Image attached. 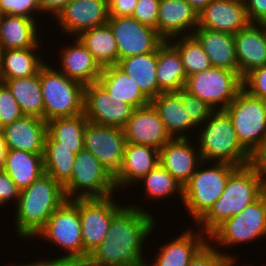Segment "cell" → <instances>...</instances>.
<instances>
[{"mask_svg":"<svg viewBox=\"0 0 266 266\" xmlns=\"http://www.w3.org/2000/svg\"><path fill=\"white\" fill-rule=\"evenodd\" d=\"M137 204L125 205L112 219L104 240L83 266H146L145 241L155 231L156 217Z\"/></svg>","mask_w":266,"mask_h":266,"instance_id":"cell-1","label":"cell"},{"mask_svg":"<svg viewBox=\"0 0 266 266\" xmlns=\"http://www.w3.org/2000/svg\"><path fill=\"white\" fill-rule=\"evenodd\" d=\"M65 200L63 186L47 174L21 190L14 211L17 238L34 239Z\"/></svg>","mask_w":266,"mask_h":266,"instance_id":"cell-2","label":"cell"},{"mask_svg":"<svg viewBox=\"0 0 266 266\" xmlns=\"http://www.w3.org/2000/svg\"><path fill=\"white\" fill-rule=\"evenodd\" d=\"M263 194L261 179L250 166L238 167L228 178L225 190L210 210L196 223L197 229L209 235L228 218L241 213Z\"/></svg>","mask_w":266,"mask_h":266,"instance_id":"cell-3","label":"cell"},{"mask_svg":"<svg viewBox=\"0 0 266 266\" xmlns=\"http://www.w3.org/2000/svg\"><path fill=\"white\" fill-rule=\"evenodd\" d=\"M198 128L195 140L202 161L225 162L238 167L249 165L251 155L241 146L225 110L214 111Z\"/></svg>","mask_w":266,"mask_h":266,"instance_id":"cell-4","label":"cell"},{"mask_svg":"<svg viewBox=\"0 0 266 266\" xmlns=\"http://www.w3.org/2000/svg\"><path fill=\"white\" fill-rule=\"evenodd\" d=\"M38 237V238H37ZM47 240L62 249L61 256L53 259L71 262L74 266L85 263L82 242L79 199L65 200L49 217L45 227L34 238Z\"/></svg>","mask_w":266,"mask_h":266,"instance_id":"cell-5","label":"cell"},{"mask_svg":"<svg viewBox=\"0 0 266 266\" xmlns=\"http://www.w3.org/2000/svg\"><path fill=\"white\" fill-rule=\"evenodd\" d=\"M205 163L210 164V167ZM211 163L202 161L183 187L182 203L194 224L210 210L224 192L229 176L238 168L225 162Z\"/></svg>","mask_w":266,"mask_h":266,"instance_id":"cell-6","label":"cell"},{"mask_svg":"<svg viewBox=\"0 0 266 266\" xmlns=\"http://www.w3.org/2000/svg\"><path fill=\"white\" fill-rule=\"evenodd\" d=\"M52 67L48 61L40 68V85L44 103V120L72 117L84 113V88Z\"/></svg>","mask_w":266,"mask_h":266,"instance_id":"cell-7","label":"cell"},{"mask_svg":"<svg viewBox=\"0 0 266 266\" xmlns=\"http://www.w3.org/2000/svg\"><path fill=\"white\" fill-rule=\"evenodd\" d=\"M63 189L67 200L106 198L117 192L114 176L85 148L75 156L72 176Z\"/></svg>","mask_w":266,"mask_h":266,"instance_id":"cell-8","label":"cell"},{"mask_svg":"<svg viewBox=\"0 0 266 266\" xmlns=\"http://www.w3.org/2000/svg\"><path fill=\"white\" fill-rule=\"evenodd\" d=\"M266 236V197L262 194L241 213L226 219L209 235L213 246L228 247L254 242ZM237 244V245H236Z\"/></svg>","mask_w":266,"mask_h":266,"instance_id":"cell-9","label":"cell"},{"mask_svg":"<svg viewBox=\"0 0 266 266\" xmlns=\"http://www.w3.org/2000/svg\"><path fill=\"white\" fill-rule=\"evenodd\" d=\"M225 111L241 146L251 155L266 139V101L242 88Z\"/></svg>","mask_w":266,"mask_h":266,"instance_id":"cell-10","label":"cell"},{"mask_svg":"<svg viewBox=\"0 0 266 266\" xmlns=\"http://www.w3.org/2000/svg\"><path fill=\"white\" fill-rule=\"evenodd\" d=\"M242 88L239 72L213 66L188 76L184 86L215 111L225 110Z\"/></svg>","mask_w":266,"mask_h":266,"instance_id":"cell-11","label":"cell"},{"mask_svg":"<svg viewBox=\"0 0 266 266\" xmlns=\"http://www.w3.org/2000/svg\"><path fill=\"white\" fill-rule=\"evenodd\" d=\"M114 200L106 198L79 199L81 234L85 249V261L89 254L104 240L114 216L124 207Z\"/></svg>","mask_w":266,"mask_h":266,"instance_id":"cell-12","label":"cell"},{"mask_svg":"<svg viewBox=\"0 0 266 266\" xmlns=\"http://www.w3.org/2000/svg\"><path fill=\"white\" fill-rule=\"evenodd\" d=\"M107 24L117 44L118 61L154 52L165 42L156 29L141 24L132 16L108 17Z\"/></svg>","mask_w":266,"mask_h":266,"instance_id":"cell-13","label":"cell"},{"mask_svg":"<svg viewBox=\"0 0 266 266\" xmlns=\"http://www.w3.org/2000/svg\"><path fill=\"white\" fill-rule=\"evenodd\" d=\"M84 148L115 176L121 166L126 146L123 128L109 127L87 122L84 132Z\"/></svg>","mask_w":266,"mask_h":266,"instance_id":"cell-14","label":"cell"},{"mask_svg":"<svg viewBox=\"0 0 266 266\" xmlns=\"http://www.w3.org/2000/svg\"><path fill=\"white\" fill-rule=\"evenodd\" d=\"M134 110L132 105L110 96L99 82L84 88V115L89 122L123 128Z\"/></svg>","mask_w":266,"mask_h":266,"instance_id":"cell-15","label":"cell"},{"mask_svg":"<svg viewBox=\"0 0 266 266\" xmlns=\"http://www.w3.org/2000/svg\"><path fill=\"white\" fill-rule=\"evenodd\" d=\"M107 0H71L52 20H56L60 33L78 37L83 31L108 22Z\"/></svg>","mask_w":266,"mask_h":266,"instance_id":"cell-16","label":"cell"},{"mask_svg":"<svg viewBox=\"0 0 266 266\" xmlns=\"http://www.w3.org/2000/svg\"><path fill=\"white\" fill-rule=\"evenodd\" d=\"M172 138L159 150V164L184 187L202 162L196 140ZM196 144V145H195ZM197 149V150H196Z\"/></svg>","mask_w":266,"mask_h":266,"instance_id":"cell-17","label":"cell"},{"mask_svg":"<svg viewBox=\"0 0 266 266\" xmlns=\"http://www.w3.org/2000/svg\"><path fill=\"white\" fill-rule=\"evenodd\" d=\"M123 131L127 143L148 145L158 150L172 139L151 104L136 108Z\"/></svg>","mask_w":266,"mask_h":266,"instance_id":"cell-18","label":"cell"},{"mask_svg":"<svg viewBox=\"0 0 266 266\" xmlns=\"http://www.w3.org/2000/svg\"><path fill=\"white\" fill-rule=\"evenodd\" d=\"M249 23L244 2L211 0L198 14L197 28L236 34Z\"/></svg>","mask_w":266,"mask_h":266,"instance_id":"cell-19","label":"cell"},{"mask_svg":"<svg viewBox=\"0 0 266 266\" xmlns=\"http://www.w3.org/2000/svg\"><path fill=\"white\" fill-rule=\"evenodd\" d=\"M234 44L242 79L252 70L266 65L265 23H249L234 34Z\"/></svg>","mask_w":266,"mask_h":266,"instance_id":"cell-20","label":"cell"},{"mask_svg":"<svg viewBox=\"0 0 266 266\" xmlns=\"http://www.w3.org/2000/svg\"><path fill=\"white\" fill-rule=\"evenodd\" d=\"M198 26V13L186 0H160L157 32L165 40L192 35Z\"/></svg>","mask_w":266,"mask_h":266,"instance_id":"cell-21","label":"cell"},{"mask_svg":"<svg viewBox=\"0 0 266 266\" xmlns=\"http://www.w3.org/2000/svg\"><path fill=\"white\" fill-rule=\"evenodd\" d=\"M159 165V150L148 145L126 143L122 166L114 176L116 189L136 184ZM122 189H121V188Z\"/></svg>","mask_w":266,"mask_h":266,"instance_id":"cell-22","label":"cell"},{"mask_svg":"<svg viewBox=\"0 0 266 266\" xmlns=\"http://www.w3.org/2000/svg\"><path fill=\"white\" fill-rule=\"evenodd\" d=\"M73 38L72 44L60 48V51L62 49V52H60L62 55L60 54L61 61H58V64H60L58 65L60 67L58 71L84 86L98 82L103 68L80 39L78 37Z\"/></svg>","mask_w":266,"mask_h":266,"instance_id":"cell-23","label":"cell"},{"mask_svg":"<svg viewBox=\"0 0 266 266\" xmlns=\"http://www.w3.org/2000/svg\"><path fill=\"white\" fill-rule=\"evenodd\" d=\"M47 122L34 116H22L5 126L3 139L7 150L44 154Z\"/></svg>","mask_w":266,"mask_h":266,"instance_id":"cell-24","label":"cell"},{"mask_svg":"<svg viewBox=\"0 0 266 266\" xmlns=\"http://www.w3.org/2000/svg\"><path fill=\"white\" fill-rule=\"evenodd\" d=\"M191 227L176 238L167 241L165 245L159 247L152 262H147L146 266H189L192 258L208 242V235L201 229L194 232ZM205 235V236H204Z\"/></svg>","mask_w":266,"mask_h":266,"instance_id":"cell-25","label":"cell"},{"mask_svg":"<svg viewBox=\"0 0 266 266\" xmlns=\"http://www.w3.org/2000/svg\"><path fill=\"white\" fill-rule=\"evenodd\" d=\"M150 104L157 111L171 138H189V133L191 135L197 128L182 105L181 89L177 92H162L150 100Z\"/></svg>","mask_w":266,"mask_h":266,"instance_id":"cell-26","label":"cell"},{"mask_svg":"<svg viewBox=\"0 0 266 266\" xmlns=\"http://www.w3.org/2000/svg\"><path fill=\"white\" fill-rule=\"evenodd\" d=\"M87 122L84 113L47 121L44 148L71 149V153L77 155L84 149V132Z\"/></svg>","mask_w":266,"mask_h":266,"instance_id":"cell-27","label":"cell"},{"mask_svg":"<svg viewBox=\"0 0 266 266\" xmlns=\"http://www.w3.org/2000/svg\"><path fill=\"white\" fill-rule=\"evenodd\" d=\"M36 20L3 14L0 21V50L32 48L41 42V37L38 36L41 29L39 30L40 25Z\"/></svg>","mask_w":266,"mask_h":266,"instance_id":"cell-28","label":"cell"},{"mask_svg":"<svg viewBox=\"0 0 266 266\" xmlns=\"http://www.w3.org/2000/svg\"><path fill=\"white\" fill-rule=\"evenodd\" d=\"M192 35L201 44L213 67L238 72L234 34L206 28H196Z\"/></svg>","mask_w":266,"mask_h":266,"instance_id":"cell-29","label":"cell"},{"mask_svg":"<svg viewBox=\"0 0 266 266\" xmlns=\"http://www.w3.org/2000/svg\"><path fill=\"white\" fill-rule=\"evenodd\" d=\"M41 45L39 42L32 48L0 50L1 79L27 78L37 74L46 62L38 53Z\"/></svg>","mask_w":266,"mask_h":266,"instance_id":"cell-30","label":"cell"},{"mask_svg":"<svg viewBox=\"0 0 266 266\" xmlns=\"http://www.w3.org/2000/svg\"><path fill=\"white\" fill-rule=\"evenodd\" d=\"M98 82L110 96L132 105L135 109L150 104V99L140 87L117 65L104 67Z\"/></svg>","mask_w":266,"mask_h":266,"instance_id":"cell-31","label":"cell"},{"mask_svg":"<svg viewBox=\"0 0 266 266\" xmlns=\"http://www.w3.org/2000/svg\"><path fill=\"white\" fill-rule=\"evenodd\" d=\"M156 78L161 92H177L186 83V72L178 50L165 41L157 50Z\"/></svg>","mask_w":266,"mask_h":266,"instance_id":"cell-32","label":"cell"},{"mask_svg":"<svg viewBox=\"0 0 266 266\" xmlns=\"http://www.w3.org/2000/svg\"><path fill=\"white\" fill-rule=\"evenodd\" d=\"M3 171L23 190L45 174L43 154L7 150Z\"/></svg>","mask_w":266,"mask_h":266,"instance_id":"cell-33","label":"cell"},{"mask_svg":"<svg viewBox=\"0 0 266 266\" xmlns=\"http://www.w3.org/2000/svg\"><path fill=\"white\" fill-rule=\"evenodd\" d=\"M117 66L132 78L150 100L162 93L156 78L157 50L120 59Z\"/></svg>","mask_w":266,"mask_h":266,"instance_id":"cell-34","label":"cell"},{"mask_svg":"<svg viewBox=\"0 0 266 266\" xmlns=\"http://www.w3.org/2000/svg\"><path fill=\"white\" fill-rule=\"evenodd\" d=\"M10 89L22 113L44 120V103L39 72L27 78L1 79Z\"/></svg>","mask_w":266,"mask_h":266,"instance_id":"cell-35","label":"cell"},{"mask_svg":"<svg viewBox=\"0 0 266 266\" xmlns=\"http://www.w3.org/2000/svg\"><path fill=\"white\" fill-rule=\"evenodd\" d=\"M78 38L104 68L118 63V48L108 24L83 31Z\"/></svg>","mask_w":266,"mask_h":266,"instance_id":"cell-36","label":"cell"},{"mask_svg":"<svg viewBox=\"0 0 266 266\" xmlns=\"http://www.w3.org/2000/svg\"><path fill=\"white\" fill-rule=\"evenodd\" d=\"M140 182L144 194L147 199L158 200L162 202V198L165 200L167 197H176L174 195H180L181 203L183 201V187L174 179V177L160 164L145 175Z\"/></svg>","mask_w":266,"mask_h":266,"instance_id":"cell-37","label":"cell"},{"mask_svg":"<svg viewBox=\"0 0 266 266\" xmlns=\"http://www.w3.org/2000/svg\"><path fill=\"white\" fill-rule=\"evenodd\" d=\"M169 42L180 53L187 77L212 67L208 55L193 35L175 37Z\"/></svg>","mask_w":266,"mask_h":266,"instance_id":"cell-38","label":"cell"},{"mask_svg":"<svg viewBox=\"0 0 266 266\" xmlns=\"http://www.w3.org/2000/svg\"><path fill=\"white\" fill-rule=\"evenodd\" d=\"M76 154L71 149L44 148V172L62 186L71 178Z\"/></svg>","mask_w":266,"mask_h":266,"instance_id":"cell-39","label":"cell"},{"mask_svg":"<svg viewBox=\"0 0 266 266\" xmlns=\"http://www.w3.org/2000/svg\"><path fill=\"white\" fill-rule=\"evenodd\" d=\"M181 102L191 121L197 126H201L215 111L205 101H202L184 88L181 89Z\"/></svg>","mask_w":266,"mask_h":266,"instance_id":"cell-40","label":"cell"},{"mask_svg":"<svg viewBox=\"0 0 266 266\" xmlns=\"http://www.w3.org/2000/svg\"><path fill=\"white\" fill-rule=\"evenodd\" d=\"M24 116L19 104L4 82H0V118L5 126Z\"/></svg>","mask_w":266,"mask_h":266,"instance_id":"cell-41","label":"cell"},{"mask_svg":"<svg viewBox=\"0 0 266 266\" xmlns=\"http://www.w3.org/2000/svg\"><path fill=\"white\" fill-rule=\"evenodd\" d=\"M2 14L25 16L36 19L41 9L38 0H0ZM35 17V18H34Z\"/></svg>","mask_w":266,"mask_h":266,"instance_id":"cell-42","label":"cell"},{"mask_svg":"<svg viewBox=\"0 0 266 266\" xmlns=\"http://www.w3.org/2000/svg\"><path fill=\"white\" fill-rule=\"evenodd\" d=\"M218 246L211 245V242H207L192 258L189 266H219V264L227 257V256H235L230 252H222Z\"/></svg>","mask_w":266,"mask_h":266,"instance_id":"cell-43","label":"cell"},{"mask_svg":"<svg viewBox=\"0 0 266 266\" xmlns=\"http://www.w3.org/2000/svg\"><path fill=\"white\" fill-rule=\"evenodd\" d=\"M159 3L160 0H138L132 17L157 31Z\"/></svg>","mask_w":266,"mask_h":266,"instance_id":"cell-44","label":"cell"},{"mask_svg":"<svg viewBox=\"0 0 266 266\" xmlns=\"http://www.w3.org/2000/svg\"><path fill=\"white\" fill-rule=\"evenodd\" d=\"M242 84L249 94L266 101V65L249 72Z\"/></svg>","mask_w":266,"mask_h":266,"instance_id":"cell-45","label":"cell"},{"mask_svg":"<svg viewBox=\"0 0 266 266\" xmlns=\"http://www.w3.org/2000/svg\"><path fill=\"white\" fill-rule=\"evenodd\" d=\"M20 189L15 185L12 179L3 170L0 171V207L8 205L7 203L14 202V207L17 205Z\"/></svg>","mask_w":266,"mask_h":266,"instance_id":"cell-46","label":"cell"},{"mask_svg":"<svg viewBox=\"0 0 266 266\" xmlns=\"http://www.w3.org/2000/svg\"><path fill=\"white\" fill-rule=\"evenodd\" d=\"M249 165L255 170L263 186L266 185V139L251 154Z\"/></svg>","mask_w":266,"mask_h":266,"instance_id":"cell-47","label":"cell"},{"mask_svg":"<svg viewBox=\"0 0 266 266\" xmlns=\"http://www.w3.org/2000/svg\"><path fill=\"white\" fill-rule=\"evenodd\" d=\"M138 0H107L109 17L132 16Z\"/></svg>","mask_w":266,"mask_h":266,"instance_id":"cell-48","label":"cell"},{"mask_svg":"<svg viewBox=\"0 0 266 266\" xmlns=\"http://www.w3.org/2000/svg\"><path fill=\"white\" fill-rule=\"evenodd\" d=\"M244 3L250 23L266 24V0H246Z\"/></svg>","mask_w":266,"mask_h":266,"instance_id":"cell-49","label":"cell"},{"mask_svg":"<svg viewBox=\"0 0 266 266\" xmlns=\"http://www.w3.org/2000/svg\"><path fill=\"white\" fill-rule=\"evenodd\" d=\"M71 0H38L42 14H48L47 16H52L53 19L57 13L67 5Z\"/></svg>","mask_w":266,"mask_h":266,"instance_id":"cell-50","label":"cell"},{"mask_svg":"<svg viewBox=\"0 0 266 266\" xmlns=\"http://www.w3.org/2000/svg\"><path fill=\"white\" fill-rule=\"evenodd\" d=\"M44 259H39L35 260V262H29V263H20L22 266H74L71 262L65 261V260H60V259H50V258H45Z\"/></svg>","mask_w":266,"mask_h":266,"instance_id":"cell-51","label":"cell"},{"mask_svg":"<svg viewBox=\"0 0 266 266\" xmlns=\"http://www.w3.org/2000/svg\"><path fill=\"white\" fill-rule=\"evenodd\" d=\"M192 8L199 14L211 0H186Z\"/></svg>","mask_w":266,"mask_h":266,"instance_id":"cell-52","label":"cell"},{"mask_svg":"<svg viewBox=\"0 0 266 266\" xmlns=\"http://www.w3.org/2000/svg\"><path fill=\"white\" fill-rule=\"evenodd\" d=\"M6 151L7 148L4 143L3 135L0 134V171H2L4 168Z\"/></svg>","mask_w":266,"mask_h":266,"instance_id":"cell-53","label":"cell"},{"mask_svg":"<svg viewBox=\"0 0 266 266\" xmlns=\"http://www.w3.org/2000/svg\"><path fill=\"white\" fill-rule=\"evenodd\" d=\"M238 257H236V256H227L220 264H219V266H234V265H236V263H237V265H238V261H236V260H238L237 259ZM249 266V265H248Z\"/></svg>","mask_w":266,"mask_h":266,"instance_id":"cell-54","label":"cell"},{"mask_svg":"<svg viewBox=\"0 0 266 266\" xmlns=\"http://www.w3.org/2000/svg\"><path fill=\"white\" fill-rule=\"evenodd\" d=\"M4 130H5V125L4 123L2 122L1 118H0V134H4Z\"/></svg>","mask_w":266,"mask_h":266,"instance_id":"cell-55","label":"cell"},{"mask_svg":"<svg viewBox=\"0 0 266 266\" xmlns=\"http://www.w3.org/2000/svg\"><path fill=\"white\" fill-rule=\"evenodd\" d=\"M263 195L266 197V185L263 186Z\"/></svg>","mask_w":266,"mask_h":266,"instance_id":"cell-56","label":"cell"},{"mask_svg":"<svg viewBox=\"0 0 266 266\" xmlns=\"http://www.w3.org/2000/svg\"><path fill=\"white\" fill-rule=\"evenodd\" d=\"M10 265H11V266H22L20 263H18V264L15 263V264H13V265H12V264H10ZM10 265H9V266H10Z\"/></svg>","mask_w":266,"mask_h":266,"instance_id":"cell-57","label":"cell"},{"mask_svg":"<svg viewBox=\"0 0 266 266\" xmlns=\"http://www.w3.org/2000/svg\"><path fill=\"white\" fill-rule=\"evenodd\" d=\"M2 15H3V14H2V12H1V10H0V21H1V17H2Z\"/></svg>","mask_w":266,"mask_h":266,"instance_id":"cell-58","label":"cell"}]
</instances>
